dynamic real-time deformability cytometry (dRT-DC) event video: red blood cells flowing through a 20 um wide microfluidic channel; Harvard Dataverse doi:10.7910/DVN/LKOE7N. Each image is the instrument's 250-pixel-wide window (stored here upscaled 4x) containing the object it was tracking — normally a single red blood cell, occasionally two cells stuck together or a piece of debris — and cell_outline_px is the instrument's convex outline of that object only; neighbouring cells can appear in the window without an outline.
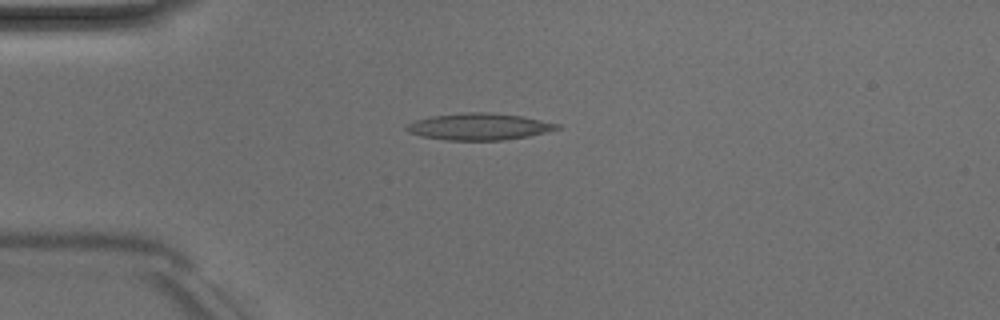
{"species": "Egyptian fruit bat (a non-hibernating species)", "species_latin": "Rousettus aegyptiacus", "temperature_condition": "room temperature", "stored_images_in_passage": 6, "camera_frame_rate_fps": 3000, "um_per_image_px": 0.085, "animal": {"sex": "male"}, "frame": {"image": 1, "passage_image": 6, "time_ms": 5.667, "image_size_px": [1000, 320], "cell_outline_px": [[564, 128], [528, 136], [504, 140], [448, 140], [420, 136], [408, 132], [404, 128], [408, 124], [416, 120], [432, 116], [464, 112], [484, 112], [524, 116], [560, 124]], "centroid_in_image_um": [40.76, 10.76], "position_along_channel_um": 44.2, "area_um2": 23.52}}